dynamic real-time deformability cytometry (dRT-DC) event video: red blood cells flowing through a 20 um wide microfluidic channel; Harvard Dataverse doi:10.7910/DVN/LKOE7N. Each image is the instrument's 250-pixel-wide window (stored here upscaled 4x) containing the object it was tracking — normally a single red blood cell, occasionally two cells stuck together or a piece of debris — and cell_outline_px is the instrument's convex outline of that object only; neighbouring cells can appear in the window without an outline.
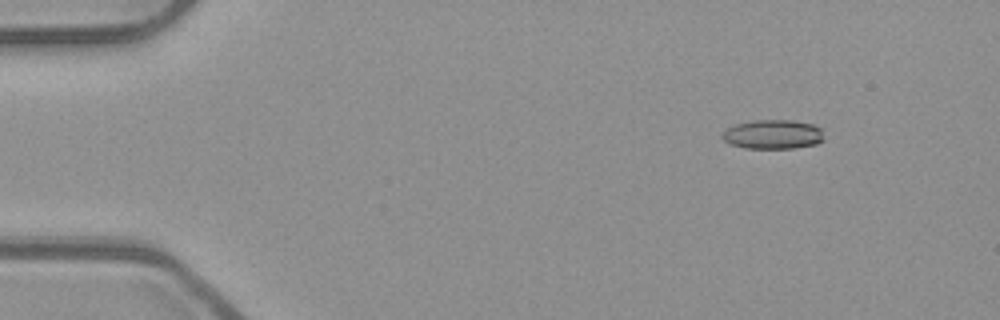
{"species": "common noctule bat (a hibernating species)", "species_latin": "Nyctalus noctula", "temperature_condition": "room temperature", "stored_images_in_passage": 47, "camera_frame_rate_fps": 3000, "um_per_image_px": 0.085, "animal": {"sex": "male", "body_mass_g": 23.1, "forearm_length_mm": 52.7}, "frame": {"image": 1, "passage_image": 1, "time_ms": 0.0, "image_size_px": [1000, 320], "cell_outline_px": [[824, 140], [816, 144], [796, 148], [744, 148], [732, 144], [724, 140], [720, 136], [728, 128], [736, 124], [752, 120], [792, 120], [812, 124], [820, 128]], "centroid_in_image_um": [65.71, 11.42], "position_along_channel_um": 19.3, "area_um2": 17.28}}
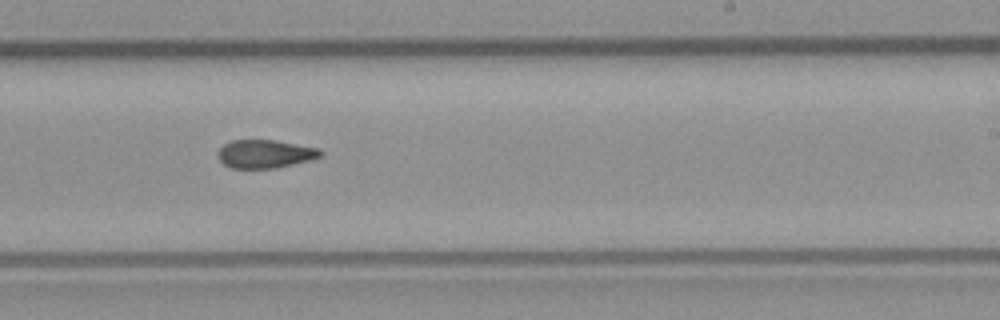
{"frame": {"image": 2, "passage_image": 27, "time_ms": 8.667, "image_size_px": [1000, 320], "cell_outline_px": [[324, 152], [320, 156], [308, 160], [276, 168], [232, 168], [224, 164], [220, 160], [216, 152], [224, 144], [232, 140], [276, 140], [320, 148]], "centroid_in_image_um": [22.52, 13.07], "position_along_channel_um": 266.5, "area_um2": 16.88}}
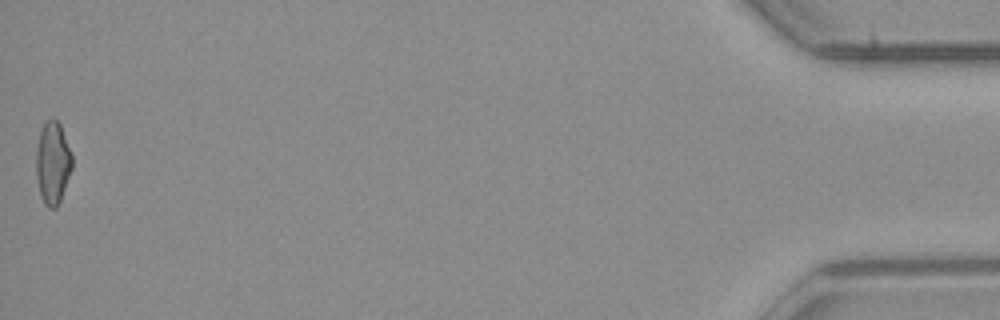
{"frame": {"image": 3, "passage_image": 47, "time_ms": 15.333, "image_size_px": [1000, 320], "cell_outline_px": [[72, 168], [60, 200], [56, 208], [48, 208], [44, 204], [40, 196], [36, 176], [36, 148], [40, 132], [44, 120], [52, 116], [60, 124], [72, 156]], "centroid_in_image_um": [4.46, 13.82], "position_along_channel_um": 430.7, "area_um2": 17.4}, "authors_computed_cell_mechanics": {"area_um2": 17.4556, "velocity_mm_per_s": 3.982, "shape_relaxation_time_tau1_ms": 7.8876, "shape_relaxation_time_tau2_ms": 2.8745, "deformation_change_tau1": 0.1883, "deformation_change_tau2": 0.1024}}